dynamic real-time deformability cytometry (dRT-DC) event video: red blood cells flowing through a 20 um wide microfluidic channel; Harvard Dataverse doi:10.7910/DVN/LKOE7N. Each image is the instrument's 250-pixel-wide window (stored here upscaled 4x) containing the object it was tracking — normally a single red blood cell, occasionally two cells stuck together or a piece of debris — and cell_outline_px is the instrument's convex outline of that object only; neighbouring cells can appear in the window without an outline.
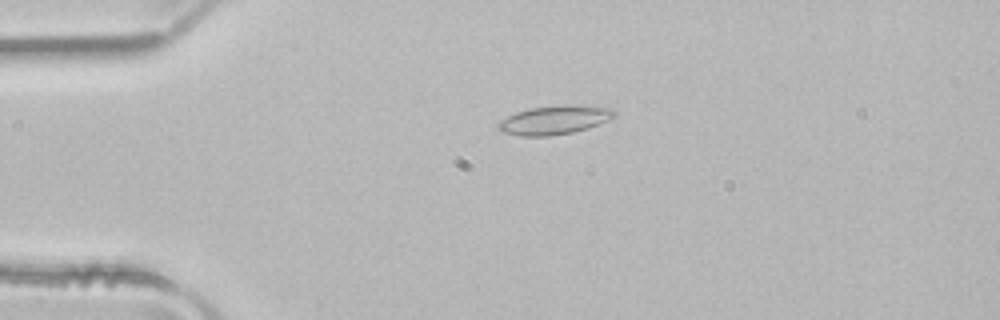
{"species": "common noctule bat (a hibernating species)", "species_latin": "Nyctalus noctula", "temperature_condition": "room temperature", "stored_images_in_passage": 41, "camera_frame_rate_fps": 3000, "um_per_image_px": 0.085, "animal": {"sex": "male", "body_mass_g": 21.5, "forearm_length_mm": 52.0}, "frame": {"image": 1, "passage_image": 2, "time_ms": 0.333, "image_size_px": [1000, 320], "cell_outline_px": [[616, 116], [600, 124], [588, 128], [572, 132], [548, 136], [520, 136], [500, 132], [496, 128], [496, 124], [500, 120], [516, 112], [532, 108], [564, 104], [612, 108], [616, 112]], "centroid_in_image_um": [47.1, 10.2], "position_along_channel_um": 37.9, "area_um2": 19.59}}
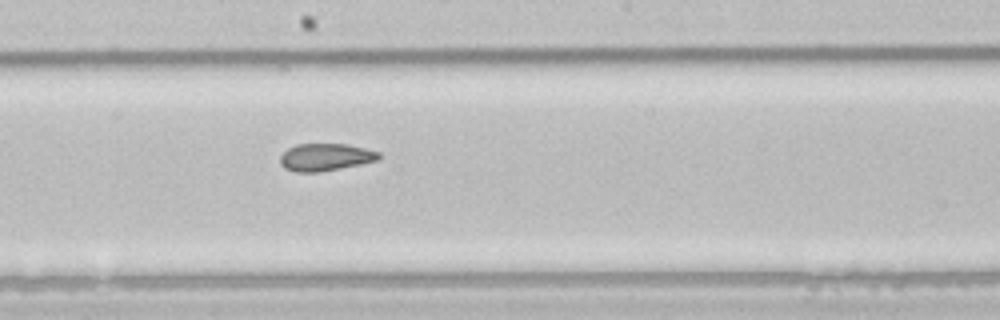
{"frame": {"image": 2, "passage_image": 18, "time_ms": 5.667, "image_size_px": [1000, 320], "cell_outline_px": [[380, 156], [376, 160], [360, 164], [316, 172], [296, 172], [284, 168], [280, 164], [280, 156], [288, 148], [296, 144], [348, 144], [380, 152]], "centroid_in_image_um": [27.62, 13.35], "position_along_channel_um": 220.6, "area_um2": 15.55}}
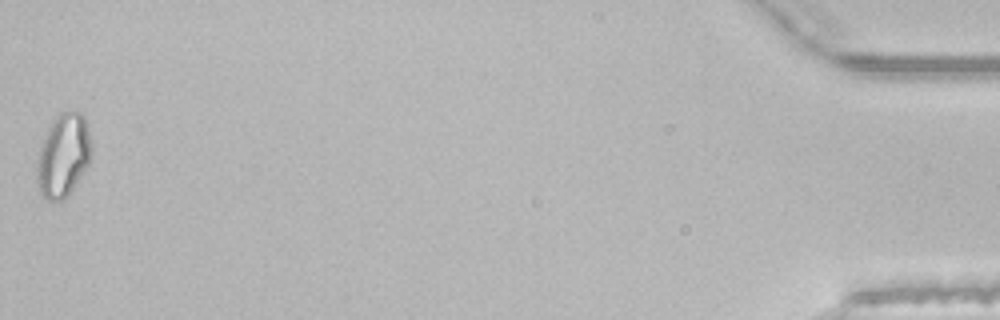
{"frame": {"image": 3, "passage_image": 41, "time_ms": 13.333, "image_size_px": [1000, 320], "cell_outline_px": [[92, 160], [68, 196], [64, 200], [48, 200], [40, 192], [36, 180], [36, 168], [40, 148], [44, 136], [52, 120], [60, 112], [80, 112], [84, 116], [92, 144]], "centroid_in_image_um": [5.4, 13.22], "position_along_channel_um": 429.8, "area_um2": 26.65}, "authors_computed_cell_mechanics": {"area_um2": 17.34, "velocity_mm_per_s": 4.0179, "shape_relaxation_time_tau1_ms": null, "shape_relaxation_time_tau2_ms": 2.0818, "deformation_change_tau1": null, "deformation_change_tau2": 0.0722}}